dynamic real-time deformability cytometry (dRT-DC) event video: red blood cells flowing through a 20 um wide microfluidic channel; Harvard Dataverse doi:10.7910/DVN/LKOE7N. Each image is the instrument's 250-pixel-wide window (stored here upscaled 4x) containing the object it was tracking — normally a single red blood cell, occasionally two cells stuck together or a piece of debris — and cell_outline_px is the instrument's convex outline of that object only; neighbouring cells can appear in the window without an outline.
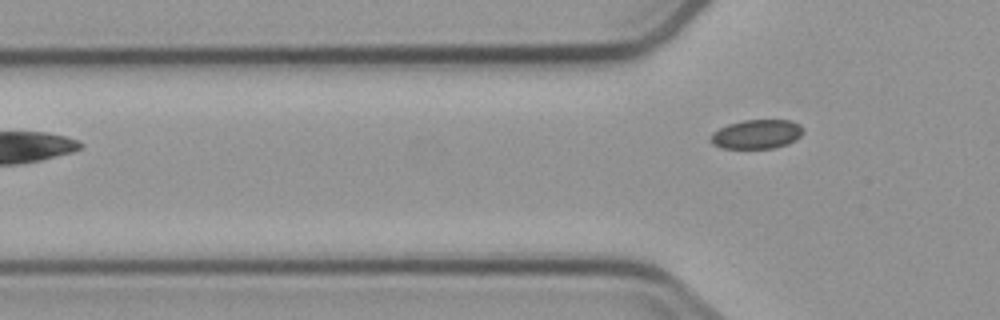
{"species": "common noctule bat (a hibernating species)", "species_latin": "Nyctalus noctula", "temperature_condition": "cold", "stored_images_in_passage": 3, "camera_frame_rate_fps": 3000, "um_per_image_px": 0.085, "animal": {"sex": "male", "body_mass_g": 23.1, "forearm_length_mm": 52.7}, "frame": {"image": 1, "passage_image": 3, "time_ms": 2.333, "image_size_px": [1000, 320], "cell_outline_px": [[804, 132], [796, 140], [788, 144], [772, 148], [720, 148], [712, 144], [708, 140], [712, 132], [728, 124], [744, 120], [792, 120], [800, 124], [804, 128]], "centroid_in_image_um": [64.32, 11.4], "position_along_channel_um": 61.5, "area_um2": 15.95}}